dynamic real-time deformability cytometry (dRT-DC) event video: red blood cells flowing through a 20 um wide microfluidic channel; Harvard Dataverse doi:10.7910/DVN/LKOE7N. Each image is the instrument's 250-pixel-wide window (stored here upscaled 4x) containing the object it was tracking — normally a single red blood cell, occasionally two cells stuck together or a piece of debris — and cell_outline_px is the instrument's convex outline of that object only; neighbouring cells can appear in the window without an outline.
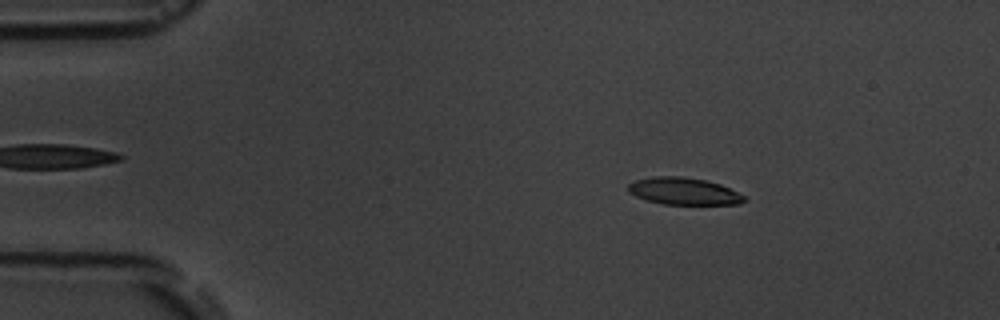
{"species": "common noctule bat (a hibernating species)", "species_latin": "Nyctalus noctula", "temperature_condition": "room temperature", "stored_images_in_passage": 4, "camera_frame_rate_fps": 3000, "um_per_image_px": 0.085, "animal": {"sex": "male", "body_mass_g": 19.5, "forearm_length_mm": 54.6}, "frame": {"image": 1, "passage_image": 2, "time_ms": 1.0, "image_size_px": [1000, 320], "cell_outline_px": [[748, 200], [740, 204], [664, 204], [648, 200], [636, 196], [628, 192], [628, 184], [636, 180], [652, 176], [680, 176], [704, 180], [720, 184], [744, 196]], "centroid_in_image_um": [58.11, 16.25], "position_along_channel_um": 26.9, "area_um2": 18.15}}